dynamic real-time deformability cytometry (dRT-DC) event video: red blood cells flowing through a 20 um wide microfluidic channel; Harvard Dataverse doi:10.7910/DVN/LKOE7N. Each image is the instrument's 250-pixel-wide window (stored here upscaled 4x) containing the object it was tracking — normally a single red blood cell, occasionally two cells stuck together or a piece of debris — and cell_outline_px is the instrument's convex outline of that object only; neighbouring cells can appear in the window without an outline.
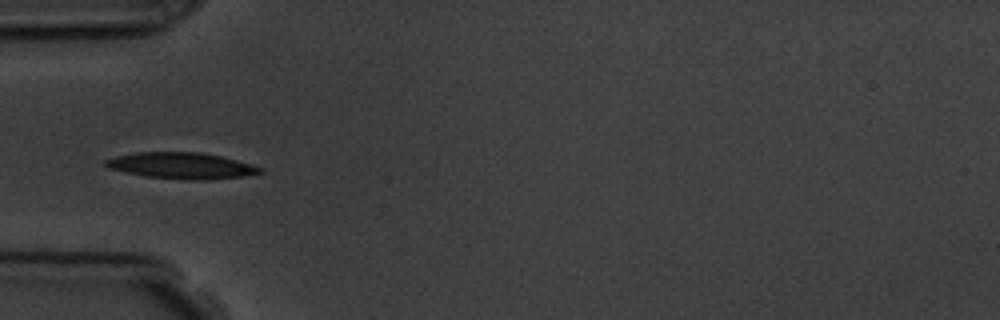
{"species": "common noctule bat (a hibernating species)", "species_latin": "Nyctalus noctula", "temperature_condition": "room temperature", "stored_images_in_passage": 6, "camera_frame_rate_fps": 3000, "um_per_image_px": 0.085, "animal": {"sex": "male", "body_mass_g": 19.5, "forearm_length_mm": 54.6}, "frame": {"image": 1, "passage_image": 4, "time_ms": 4.333, "image_size_px": [1000, 320], "cell_outline_px": [[264, 172], [244, 176], [200, 180], [188, 180], [144, 176], [124, 172], [108, 168], [104, 164], [104, 160], [116, 156], [136, 152], [200, 152], [220, 156], [252, 164], [264, 168]], "centroid_in_image_um": [15.42, 14.08], "position_along_channel_um": 69.6, "area_um2": 23.64}}
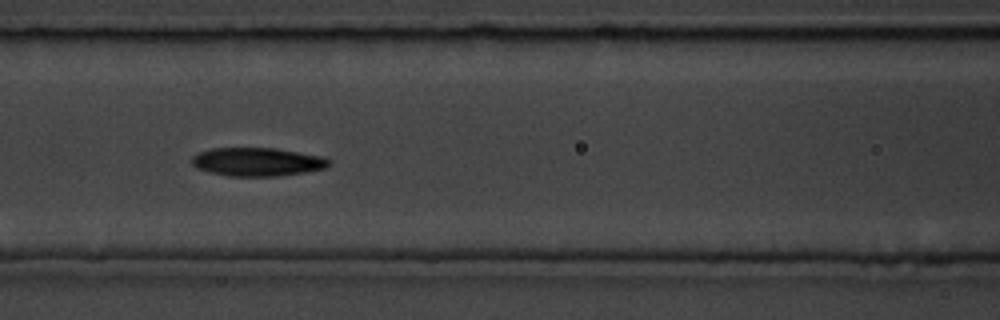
{"frame": {"image": 2, "passage_image": 6, "time_ms": 6.333, "image_size_px": [1000, 320], "cell_outline_px": [[332, 164], [328, 168], [304, 172], [276, 176], [228, 176], [196, 168], [192, 164], [192, 156], [200, 152], [212, 148], [276, 148], [324, 156], [332, 160]], "centroid_in_image_um": [21.94, 13.75], "position_along_channel_um": 144.7, "area_um2": 22.89}}